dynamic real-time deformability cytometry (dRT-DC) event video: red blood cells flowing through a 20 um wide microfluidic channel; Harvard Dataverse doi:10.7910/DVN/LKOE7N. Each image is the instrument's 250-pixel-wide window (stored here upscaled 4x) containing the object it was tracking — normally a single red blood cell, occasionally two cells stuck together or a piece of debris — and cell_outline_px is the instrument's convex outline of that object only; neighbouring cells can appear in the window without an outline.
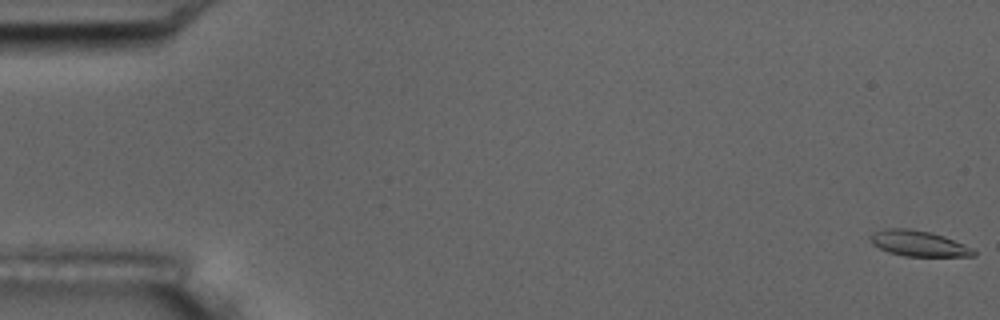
{"species": "common noctule bat (a hibernating species)", "species_latin": "Nyctalus noctula", "temperature_condition": "room temperature", "stored_images_in_passage": 6, "camera_frame_rate_fps": 3000, "um_per_image_px": 0.085, "animal": {"sex": "male", "body_mass_g": 17.5, "forearm_length_mm": 52.3}, "frame": {"image": 1, "passage_image": 1, "time_ms": 0.0, "image_size_px": [1000, 320], "cell_outline_px": [[976, 252], [972, 256], [904, 256], [888, 252], [872, 244], [872, 232], [884, 228], [912, 228], [932, 232], [944, 236], [964, 244], [972, 248]], "centroid_in_image_um": [78.07, 20.68], "position_along_channel_um": 6.9, "area_um2": 15.43}}
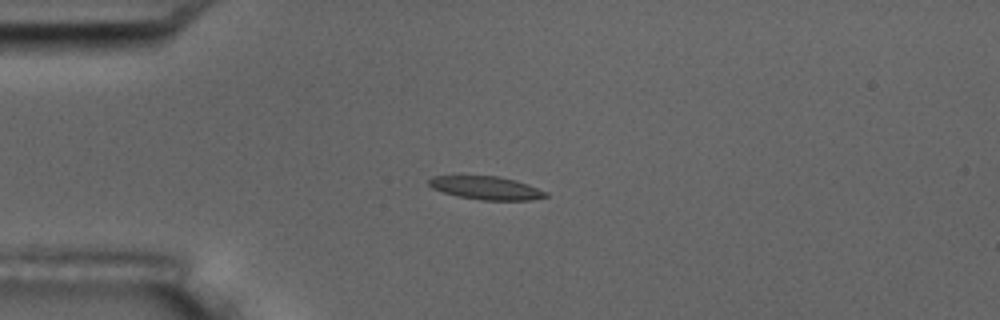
{"frame": {"image": 2, "passage_image": 5, "time_ms": 4.667, "image_size_px": [1000, 320], "cell_outline_px": [[548, 196], [532, 200], [480, 200], [456, 196], [432, 188], [428, 184], [428, 180], [432, 176], [460, 172], [500, 176], [516, 180], [528, 184], [548, 192]], "centroid_in_image_um": [41.23, 15.91], "position_along_channel_um": 43.8, "area_um2": 16.88}}